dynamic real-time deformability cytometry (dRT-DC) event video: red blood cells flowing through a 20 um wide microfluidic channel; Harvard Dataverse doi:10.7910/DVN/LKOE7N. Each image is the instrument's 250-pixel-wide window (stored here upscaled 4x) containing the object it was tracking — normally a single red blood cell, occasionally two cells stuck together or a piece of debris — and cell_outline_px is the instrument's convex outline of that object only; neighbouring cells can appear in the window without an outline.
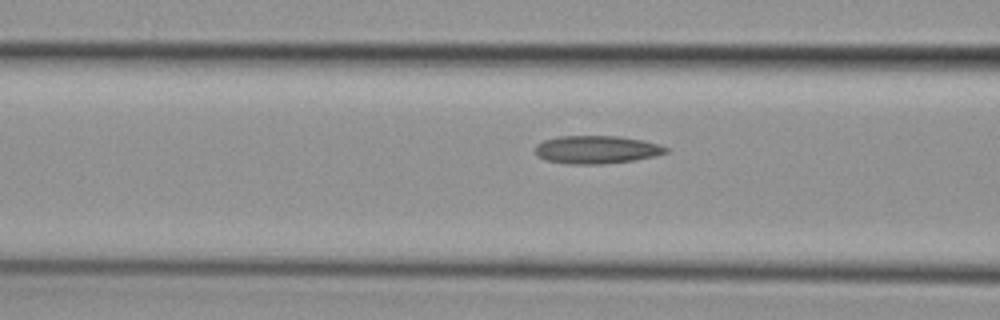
{"species": "common noctule bat (a hibernating species)", "species_latin": "Nyctalus noctula", "temperature_condition": "cold", "stored_images_in_passage": 15, "camera_frame_rate_fps": 3000, "um_per_image_px": 0.085, "animal": {"sex": "female", "body_mass_g": 29.2, "forearm_length_mm": 56.3}, "frame": {"image": 1, "passage_image": 13, "time_ms": 4.0, "image_size_px": [1000, 320], "cell_outline_px": [[668, 152], [656, 156], [632, 160], [600, 164], [568, 164], [548, 160], [536, 156], [536, 144], [544, 140], [560, 136], [620, 136], [644, 140], [660, 144], [668, 148]], "centroid_in_image_um": [50.73, 12.71], "position_along_channel_um": 115.9, "area_um2": 21.33}}